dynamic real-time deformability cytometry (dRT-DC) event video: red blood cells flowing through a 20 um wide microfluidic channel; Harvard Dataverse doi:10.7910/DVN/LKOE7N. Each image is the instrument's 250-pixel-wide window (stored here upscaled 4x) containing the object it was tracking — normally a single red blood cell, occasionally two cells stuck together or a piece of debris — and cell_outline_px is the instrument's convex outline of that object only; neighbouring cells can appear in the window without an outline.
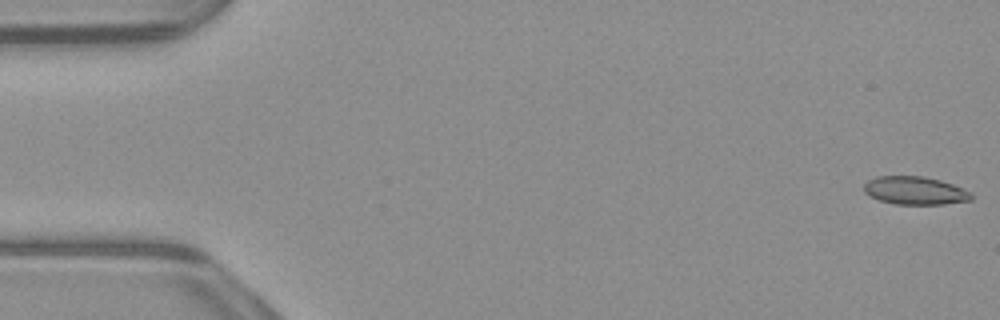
{"species": "common noctule bat (a hibernating species)", "species_latin": "Nyctalus noctula", "temperature_condition": "warm", "stored_images_in_passage": 53, "camera_frame_rate_fps": 3000, "um_per_image_px": 0.085, "animal": {"sex": "male", "body_mass_g": 23.1, "forearm_length_mm": 52.7}, "frame": {"image": 1, "passage_image": 1, "time_ms": 0.0, "image_size_px": [1000, 320], "cell_outline_px": [[972, 200], [944, 204], [896, 204], [880, 200], [864, 192], [864, 184], [868, 180], [876, 176], [924, 176], [940, 180], [952, 184], [972, 192]], "centroid_in_image_um": [77.79, 16.19], "position_along_channel_um": 7.2, "area_um2": 17.51}}
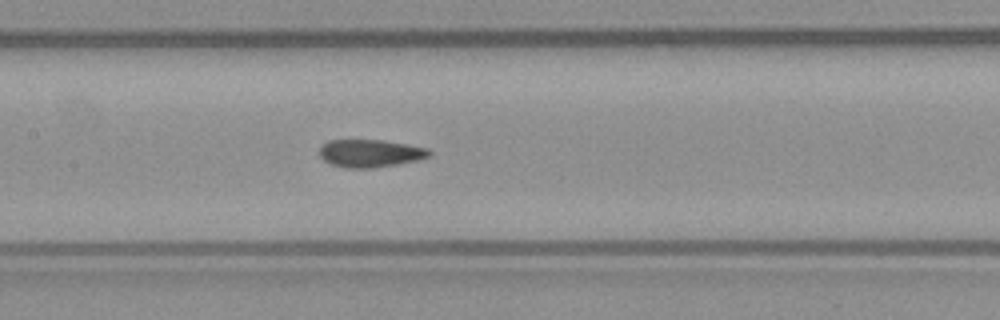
{"frame": {"image": 2, "passage_image": 25, "time_ms": 8.0, "image_size_px": [1000, 320], "cell_outline_px": [[432, 156], [416, 160], [396, 164], [372, 168], [344, 168], [332, 164], [324, 160], [320, 156], [320, 148], [328, 140], [384, 140], [408, 144], [428, 148], [432, 152]], "centroid_in_image_um": [31.5, 13.02], "position_along_channel_um": 175.9, "area_um2": 17.74}}
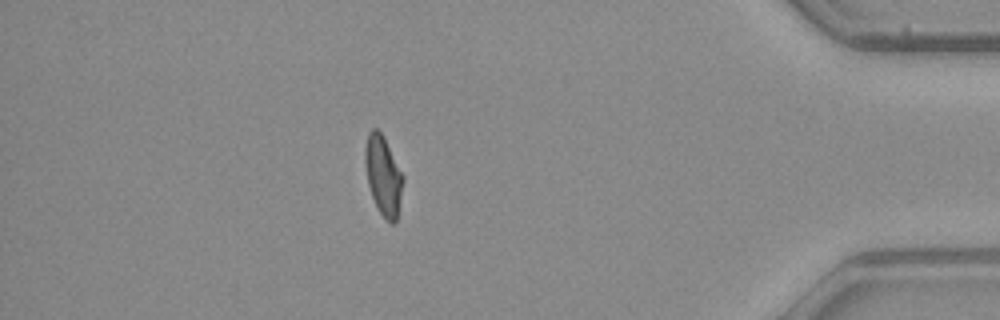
{"frame": {"image": 3, "passage_image": 46, "time_ms": 15.0, "image_size_px": [1000, 320], "cell_outline_px": [[404, 180], [396, 224], [392, 224], [380, 212], [372, 196], [368, 184], [364, 160], [364, 148], [368, 132], [372, 128], [376, 128], [384, 136], [404, 176]], "centroid_in_image_um": [32.58, 14.88], "position_along_channel_um": 402.6, "area_um2": 17.63}, "authors_computed_cell_mechanics": {"area_um2": 18.0914, "velocity_mm_per_s": 3.9318, "shape_relaxation_time_tau1_ms": null, "shape_relaxation_time_tau2_ms": 1.9503, "deformation_change_tau1": null, "deformation_change_tau2": 0.0611}}